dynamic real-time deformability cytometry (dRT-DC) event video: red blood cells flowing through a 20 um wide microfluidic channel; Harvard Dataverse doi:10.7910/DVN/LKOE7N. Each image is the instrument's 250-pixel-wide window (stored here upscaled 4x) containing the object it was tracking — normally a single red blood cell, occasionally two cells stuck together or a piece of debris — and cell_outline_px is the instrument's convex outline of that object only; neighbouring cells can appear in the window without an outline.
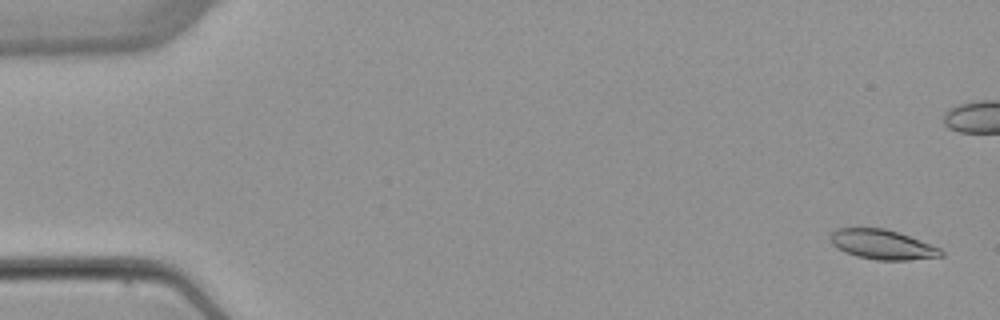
{"species": "common noctule bat (a hibernating species)", "species_latin": "Nyctalus noctula", "temperature_condition": "warm", "stored_images_in_passage": 5, "camera_frame_rate_fps": 3000, "um_per_image_px": 0.085, "animal": {"sex": "female", "body_mass_g": 22.7, "forearm_length_mm": 54.2}, "frame": {"image": 1, "passage_image": 1, "time_ms": 0.0, "image_size_px": [1000, 320], "cell_outline_px": [[944, 256], [908, 260], [876, 260], [856, 256], [844, 252], [832, 244], [828, 236], [836, 228], [884, 228], [908, 236], [940, 248], [944, 252]], "centroid_in_image_um": [74.96, 20.79], "position_along_channel_um": 10.0, "area_um2": 19.07}}
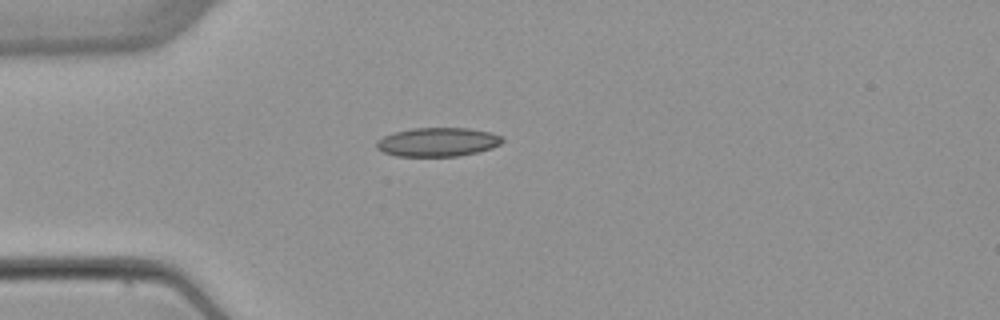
{"frame": {"image": 2, "passage_image": 5, "time_ms": 5.667, "image_size_px": [1000, 320], "cell_outline_px": [[504, 140], [500, 144], [492, 148], [476, 152], [456, 156], [396, 156], [384, 152], [376, 148], [376, 140], [392, 132], [412, 128], [468, 128], [492, 132], [504, 136]], "centroid_in_image_um": [37.21, 12.06], "position_along_channel_um": 47.8, "area_um2": 21.33}}